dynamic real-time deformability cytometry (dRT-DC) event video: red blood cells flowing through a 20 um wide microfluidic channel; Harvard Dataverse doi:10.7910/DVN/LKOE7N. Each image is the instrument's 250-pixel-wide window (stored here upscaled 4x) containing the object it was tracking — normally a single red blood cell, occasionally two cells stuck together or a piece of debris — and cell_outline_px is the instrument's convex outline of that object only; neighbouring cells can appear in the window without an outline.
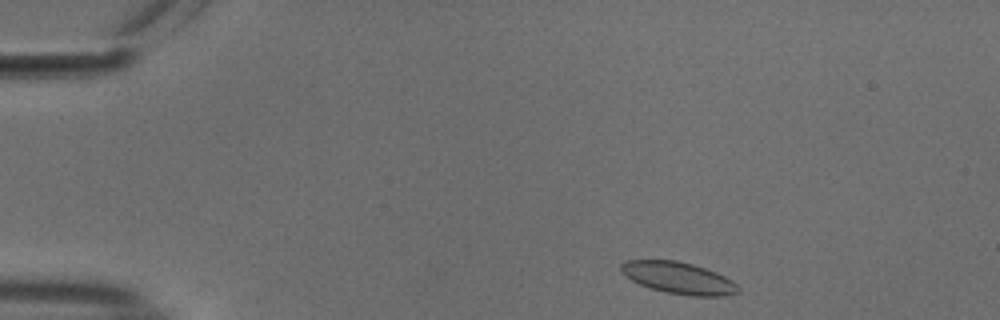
{"species": "common noctule bat (a hibernating species)", "species_latin": "Nyctalus noctula", "temperature_condition": "cold", "stored_images_in_passage": 47, "camera_frame_rate_fps": 3000, "um_per_image_px": 0.085, "animal": {"sex": "male", "body_mass_g": 18.8}, "frame": {"image": 1, "passage_image": 2, "time_ms": 0.333, "image_size_px": [1000, 320], "cell_outline_px": [[740, 292], [728, 296], [692, 296], [668, 292], [652, 288], [640, 284], [632, 280], [620, 268], [620, 264], [624, 260], [676, 260], [692, 264], [716, 272], [732, 280], [740, 288]], "centroid_in_image_um": [57.72, 23.62], "position_along_channel_um": 27.3, "area_um2": 21.5}}
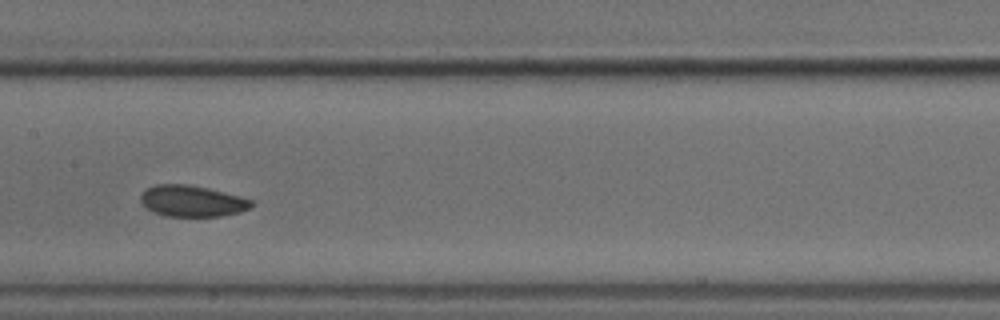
{"frame": {"image": 2, "passage_image": 21, "time_ms": 6.667, "image_size_px": [1000, 320], "cell_outline_px": [[252, 204], [248, 208], [240, 212], [220, 216], [168, 216], [152, 212], [140, 200], [140, 196], [148, 188], [156, 184], [188, 184], [208, 188], [240, 196], [252, 200]], "centroid_in_image_um": [16.32, 17.08], "position_along_channel_um": 191.1, "area_um2": 19.94}}
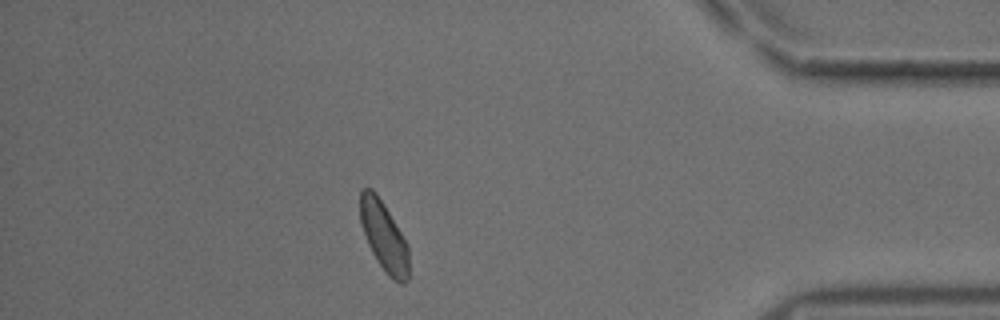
{"frame": {"image": 3, "passage_image": 41, "time_ms": 13.333, "image_size_px": [1000, 320], "cell_outline_px": [[408, 280], [404, 284], [400, 284], [388, 276], [376, 260], [368, 244], [360, 220], [360, 192], [364, 188], [372, 188], [376, 192], [408, 244]], "centroid_in_image_um": [32.63, 20.11], "position_along_channel_um": 402.6, "area_um2": 19.59}, "authors_computed_cell_mechanics": {"area_um2": 20.4034, "velocity_mm_per_s": 3.712, "shape_relaxation_time_tau1_ms": 4.7921, "shape_relaxation_time_tau2_ms": 1.6198, "deformation_change_tau1": 0.0562, "deformation_change_tau2": 0.0605}}